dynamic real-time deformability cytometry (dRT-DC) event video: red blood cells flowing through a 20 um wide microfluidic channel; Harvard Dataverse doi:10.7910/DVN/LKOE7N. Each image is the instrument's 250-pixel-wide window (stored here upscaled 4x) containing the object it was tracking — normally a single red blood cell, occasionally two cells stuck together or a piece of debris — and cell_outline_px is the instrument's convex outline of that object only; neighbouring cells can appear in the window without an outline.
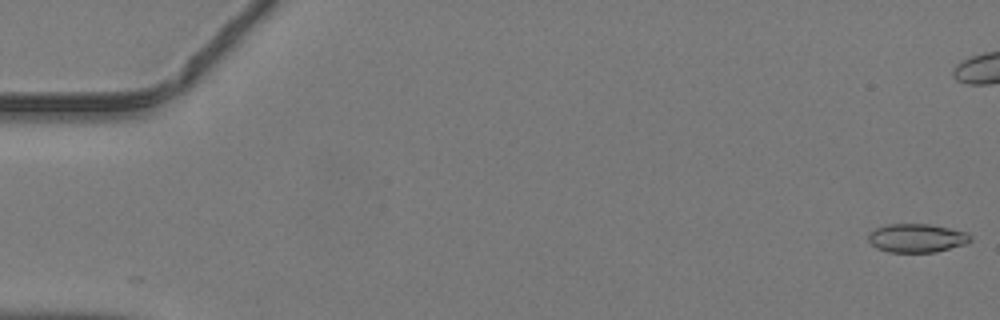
{"species": "common noctule bat (a hibernating species)", "species_latin": "Nyctalus noctula", "temperature_condition": "warm", "stored_images_in_passage": 39, "camera_frame_rate_fps": 3000, "um_per_image_px": 0.085, "animal": {"sex": "male", "body_mass_g": 19.2, "forearm_length_mm": 51.8}, "frame": {"image": 1, "passage_image": 1, "time_ms": 0.0, "image_size_px": [1000, 320], "cell_outline_px": [[972, 240], [968, 244], [936, 252], [888, 252], [876, 248], [868, 240], [868, 232], [876, 228], [888, 224], [928, 224], [968, 232], [972, 236]], "centroid_in_image_um": [77.95, 20.24], "position_along_channel_um": 7.0, "area_um2": 17.22}}
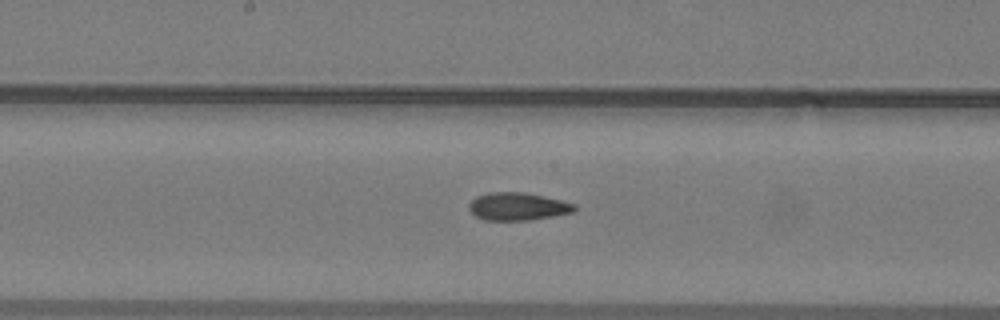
{"frame": {"image": 2, "passage_image": 25, "time_ms": 8.0, "image_size_px": [1000, 320], "cell_outline_px": [[576, 208], [572, 212], [552, 216], [528, 220], [484, 220], [476, 216], [468, 208], [468, 204], [476, 196], [488, 192], [524, 192], [560, 200], [576, 204]], "centroid_in_image_um": [43.97, 17.54], "position_along_channel_um": 204.2, "area_um2": 16.94}}
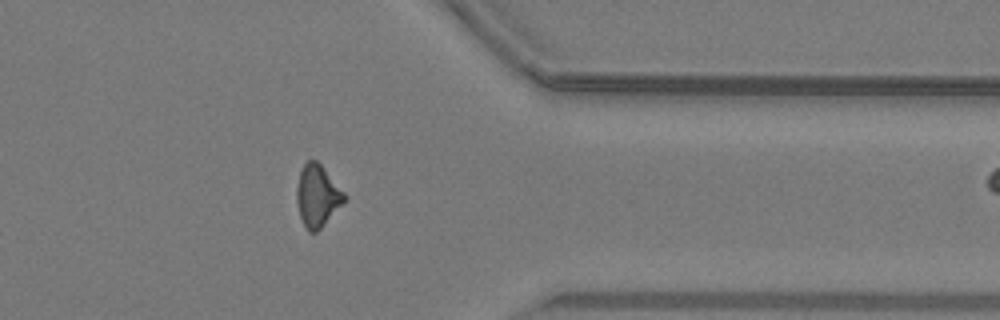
{"frame": {"image": 3, "passage_image": 38, "time_ms": 12.333, "image_size_px": [1000, 320], "cell_outline_px": [[348, 196], [324, 224], [316, 232], [308, 232], [300, 216], [296, 200], [296, 188], [300, 172], [304, 164], [308, 160], [316, 160], [324, 168]], "centroid_in_image_um": [26.97, 16.63], "position_along_channel_um": 384.4, "area_um2": 16.94}}